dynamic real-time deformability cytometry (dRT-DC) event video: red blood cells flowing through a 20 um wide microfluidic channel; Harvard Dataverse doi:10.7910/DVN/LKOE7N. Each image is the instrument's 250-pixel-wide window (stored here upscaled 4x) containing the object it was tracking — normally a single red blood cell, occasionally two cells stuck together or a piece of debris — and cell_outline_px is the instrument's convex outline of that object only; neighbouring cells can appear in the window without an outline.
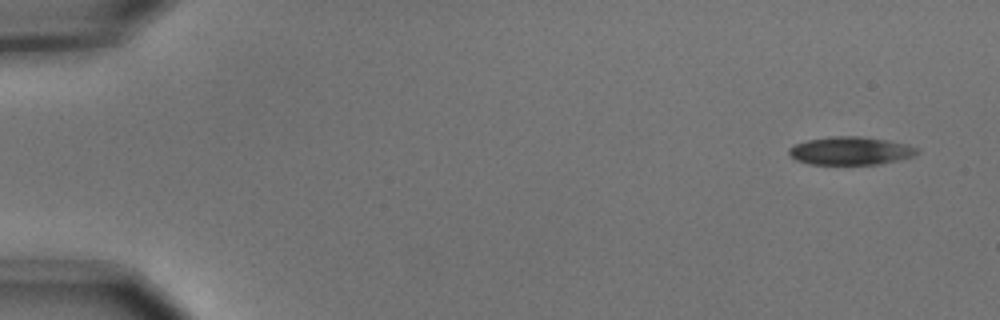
{"species": "common noctule bat (a hibernating species)", "species_latin": "Nyctalus noctula", "temperature_condition": "cold", "stored_images_in_passage": 4, "camera_frame_rate_fps": 3000, "um_per_image_px": 0.085, "animal": {"sex": "male", "body_mass_g": 15.6}, "frame": {"image": 1, "passage_image": 1, "time_ms": 0.0, "image_size_px": [1000, 320], "cell_outline_px": [[920, 152], [912, 156], [880, 164], [812, 164], [796, 160], [788, 152], [788, 148], [796, 144], [808, 140], [832, 136], [860, 136], [888, 140], [908, 144], [920, 148]], "centroid_in_image_um": [72.33, 12.81], "position_along_channel_um": 12.7, "area_um2": 20.92}}
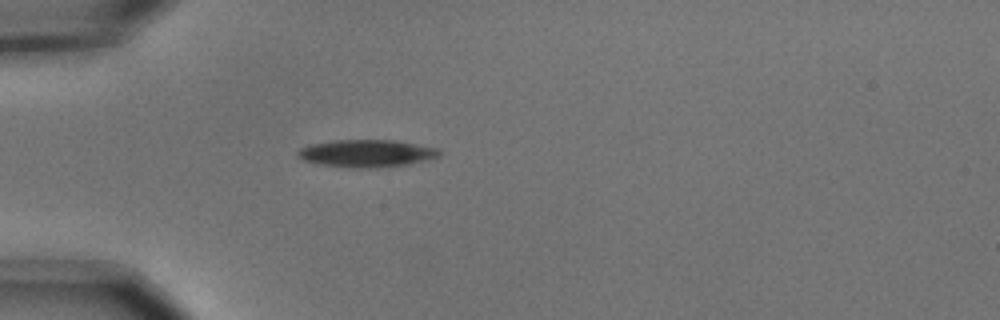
{"frame": {"image": 2, "passage_image": 4, "time_ms": 1.0, "image_size_px": [1000, 320], "cell_outline_px": [[444, 152], [440, 156], [424, 160], [404, 164], [376, 168], [352, 168], [320, 164], [304, 160], [296, 156], [296, 152], [300, 148], [308, 144], [336, 140], [392, 140], [440, 148]], "centroid_in_image_um": [31.14, 13.03], "position_along_channel_um": 53.9, "area_um2": 22.66}}